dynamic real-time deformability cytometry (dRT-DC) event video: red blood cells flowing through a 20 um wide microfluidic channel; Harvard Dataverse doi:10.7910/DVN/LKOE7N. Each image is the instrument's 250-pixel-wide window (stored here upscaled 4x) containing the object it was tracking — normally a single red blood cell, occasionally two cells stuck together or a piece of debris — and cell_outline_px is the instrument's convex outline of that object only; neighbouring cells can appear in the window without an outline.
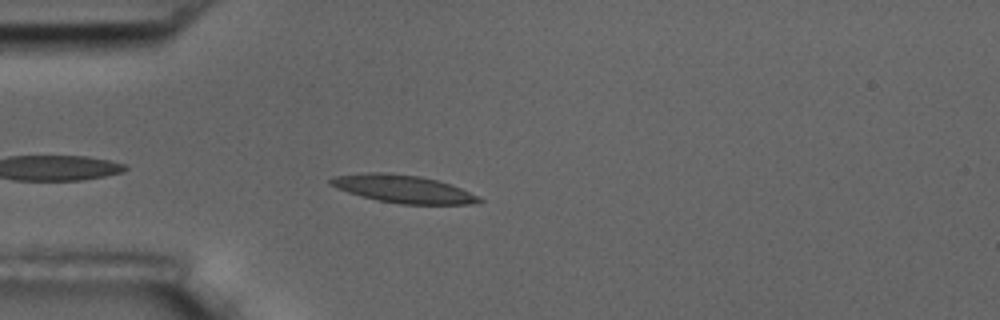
{"species": "common noctule bat (a hibernating species)", "species_latin": "Nyctalus noctula", "temperature_condition": "room temperature", "stored_images_in_passage": 4, "camera_frame_rate_fps": 3000, "um_per_image_px": 0.085, "animal": {"sex": "male", "body_mass_g": 17.5, "forearm_length_mm": 52.3}, "frame": {"image": 1, "passage_image": 4, "time_ms": 3.667, "image_size_px": [1000, 320], "cell_outline_px": [[484, 200], [480, 204], [400, 204], [380, 200], [348, 192], [336, 188], [328, 184], [328, 180], [332, 176], [368, 172], [380, 172], [420, 176], [436, 180], [460, 188]], "centroid_in_image_um": [34.23, 16.05], "position_along_channel_um": 50.8, "area_um2": 23.76}}